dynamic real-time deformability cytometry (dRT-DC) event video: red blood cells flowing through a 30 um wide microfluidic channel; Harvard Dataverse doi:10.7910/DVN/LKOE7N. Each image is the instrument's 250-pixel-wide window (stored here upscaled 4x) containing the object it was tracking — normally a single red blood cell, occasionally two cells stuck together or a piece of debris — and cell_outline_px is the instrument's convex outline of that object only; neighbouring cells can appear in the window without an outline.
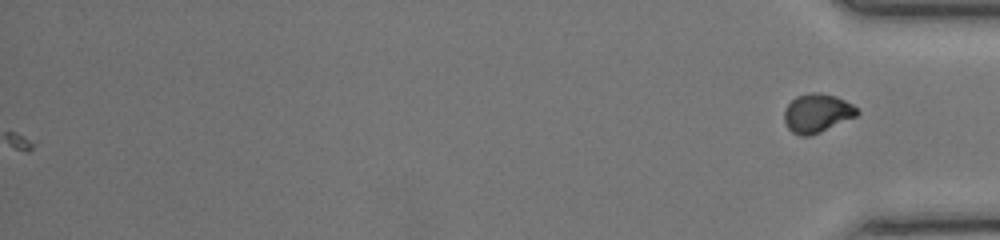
{"species": "common noctule bat (a hibernating species)", "species_latin": "Nyctalus noctula", "temperature_condition": "room temperature", "stored_images_in_passage": 48, "camera_frame_rate_fps": 3000, "um_per_image_px": 0.085, "animal": {"sex": "female", "body_mass_g": 17.0, "forearm_length_mm": 48.0}, "frame": {"image": 1, "passage_image": 48, "time_ms": 15.667, "image_size_px": [1000, 240], "cell_outline_px": [[860, 112], [856, 116], [820, 132], [808, 136], [800, 136], [792, 132], [784, 124], [784, 108], [796, 96], [812, 92], [820, 92], [836, 96], [852, 104]], "centroid_in_image_um": [69.42, 9.61], "position_along_channel_um": 365.8, "area_um2": 16.47}}